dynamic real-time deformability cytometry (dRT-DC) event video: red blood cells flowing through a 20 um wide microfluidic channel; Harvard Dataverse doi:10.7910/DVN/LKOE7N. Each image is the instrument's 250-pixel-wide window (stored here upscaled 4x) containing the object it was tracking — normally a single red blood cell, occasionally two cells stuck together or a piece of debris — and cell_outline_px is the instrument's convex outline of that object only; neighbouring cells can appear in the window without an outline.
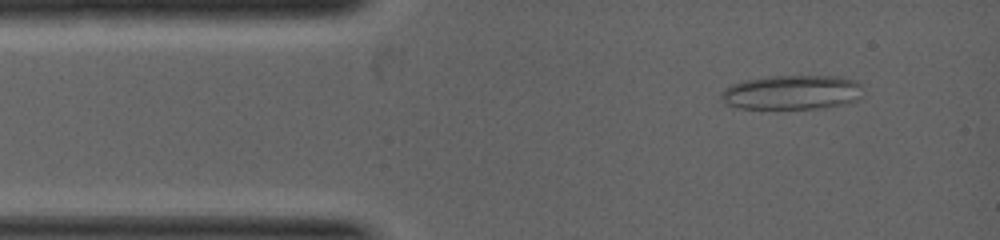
{"species": "common noctule bat (a hibernating species)", "species_latin": "Nyctalus noctula", "temperature_condition": "warm", "stored_images_in_passage": 2, "camera_frame_rate_fps": 5000, "um_per_image_px": 0.085, "animal": {"sex": "female", "body_mass_g": 19.0, "forearm_length_mm": 53.3}, "frame": {"image": 1, "passage_image": 2, "time_ms": 1.0, "image_size_px": [1000, 240], "cell_outline_px": [[860, 96], [856, 100], [824, 108], [736, 108], [728, 104], [720, 96], [720, 92], [724, 88], [732, 84], [744, 80], [768, 76], [840, 76], [856, 80], [860, 84]], "centroid_in_image_um": [67.29, 7.83], "position_along_channel_um": 17.7, "area_um2": 28.32}}